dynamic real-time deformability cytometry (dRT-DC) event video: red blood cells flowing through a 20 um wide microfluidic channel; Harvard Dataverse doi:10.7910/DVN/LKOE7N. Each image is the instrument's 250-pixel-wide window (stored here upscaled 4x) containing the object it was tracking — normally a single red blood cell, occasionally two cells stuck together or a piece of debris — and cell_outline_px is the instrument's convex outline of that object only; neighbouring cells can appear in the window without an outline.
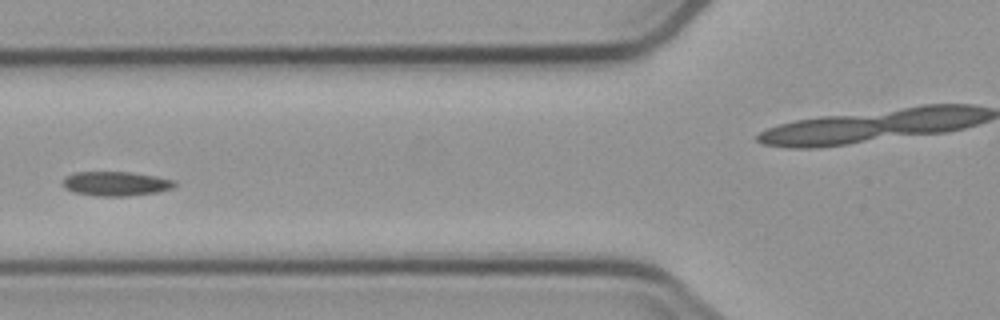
{"species": "common noctule bat (a hibernating species)", "species_latin": "Nyctalus noctula", "temperature_condition": "cold", "stored_images_in_passage": 6, "segment_of_instrument_passage": [1, 2], "camera_frame_rate_fps": 3000, "um_per_image_px": 0.085, "animal": {"sex": "male", "body_mass_g": 23.1, "forearm_length_mm": 52.7}, "frame": {"image": 1, "passage_image": 5, "time_ms": 5.667, "image_size_px": [1000, 320], "cell_outline_px": [[176, 184], [172, 188], [156, 192], [128, 196], [96, 196], [72, 192], [64, 188], [60, 184], [64, 176], [72, 172], [132, 172], [156, 176], [176, 180]], "centroid_in_image_um": [9.78, 15.6], "position_along_channel_um": 116.0, "area_um2": 16.18}}